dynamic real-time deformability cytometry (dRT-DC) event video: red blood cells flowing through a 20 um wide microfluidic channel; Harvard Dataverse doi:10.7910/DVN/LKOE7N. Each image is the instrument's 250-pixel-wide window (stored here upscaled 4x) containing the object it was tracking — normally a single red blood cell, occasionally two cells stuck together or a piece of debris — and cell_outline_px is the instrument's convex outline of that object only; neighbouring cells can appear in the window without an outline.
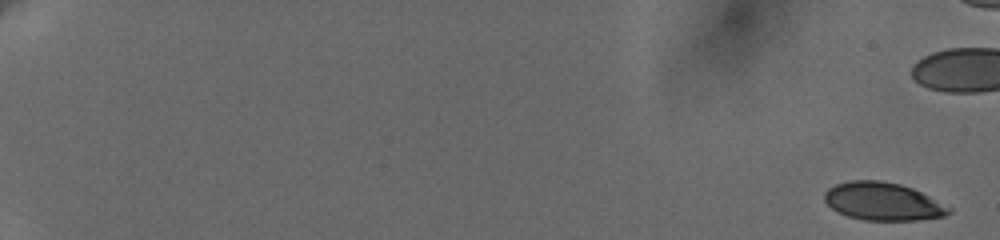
{"species": "human", "species_latin": "Homo sapiens", "temperature_condition": "cold", "stored_images_in_passage": 60, "camera_frame_rate_fps": 3000, "um_per_image_px": 0.085, "donor": {"sex": "female"}, "frame": {"image": 1, "passage_image": 1, "time_ms": 0.0, "image_size_px": [1000, 240], "cell_outline_px": [[952, 212], [944, 216], [920, 220], [864, 220], [848, 216], [832, 208], [824, 200], [824, 192], [828, 188], [836, 184], [852, 180], [880, 180], [900, 184], [912, 188], [952, 208]], "centroid_in_image_um": [75.05, 17.12], "position_along_channel_um": 10.0, "area_um2": 27.34}}
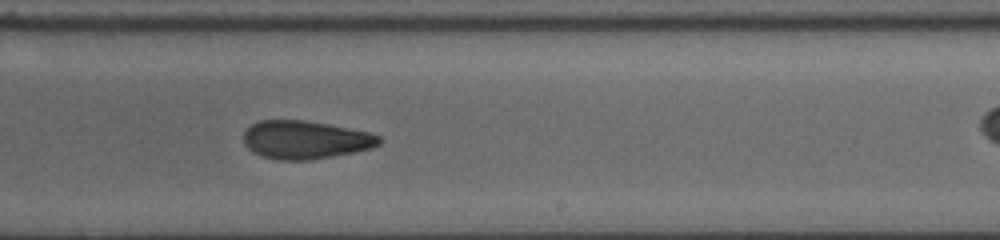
{"frame": {"image": 2, "passage_image": 40, "time_ms": 13.0, "image_size_px": [1000, 240], "cell_outline_px": [[384, 140], [380, 144], [372, 148], [332, 156], [308, 160], [280, 160], [260, 156], [248, 148], [244, 144], [244, 132], [252, 124], [260, 120], [304, 120], [368, 132], [380, 136]], "centroid_in_image_um": [25.95, 11.89], "position_along_channel_um": 263.1, "area_um2": 30.0}}
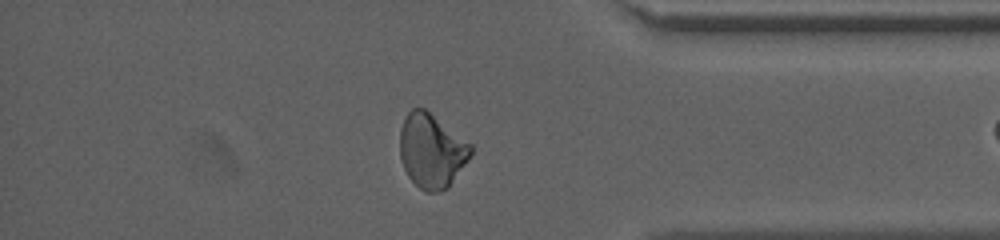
{"frame": {"image": 3, "passage_image": 52, "time_ms": 17.0, "image_size_px": [1000, 240], "cell_outline_px": [[472, 152], [468, 160], [448, 188], [440, 192], [424, 192], [408, 176], [404, 168], [400, 156], [400, 128], [408, 112], [412, 108], [424, 108], [472, 144]], "centroid_in_image_um": [36.69, 12.83], "position_along_channel_um": 398.5, "area_um2": 30.58}, "authors_computed_cell_mechanics": {"area_um2": 29.9982, "velocity_mm_per_s": 3.6699, "shape_relaxation_time_tau1_ms": null, "shape_relaxation_time_tau2_ms": 3.5762, "deformation_change_tau1": null, "deformation_change_tau2": 0.1045}}